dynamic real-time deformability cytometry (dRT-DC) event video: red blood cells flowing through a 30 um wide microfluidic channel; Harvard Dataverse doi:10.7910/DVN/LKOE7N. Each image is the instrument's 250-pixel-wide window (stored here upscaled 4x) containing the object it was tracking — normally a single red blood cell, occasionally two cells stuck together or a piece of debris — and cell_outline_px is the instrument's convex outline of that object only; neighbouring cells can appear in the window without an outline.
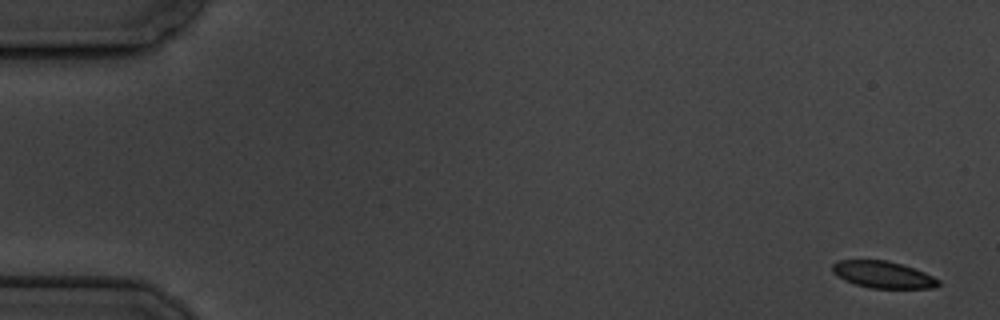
{"species": "common noctule bat (a hibernating species)", "species_latin": "Nyctalus noctula", "temperature_condition": "cold", "stored_images_in_passage": 6, "camera_frame_rate_fps": 3000, "um_per_image_px": 0.085, "animal": {"sex": "male", "body_mass_g": 19.5, "forearm_length_mm": 54.6}, "frame": {"image": 1, "passage_image": 1, "time_ms": 0.0, "image_size_px": [1000, 320], "cell_outline_px": [[940, 284], [932, 288], [872, 288], [856, 284], [844, 280], [832, 272], [832, 264], [840, 260], [888, 260], [924, 272], [940, 280]], "centroid_in_image_um": [75.04, 23.34], "position_along_channel_um": 10.0, "area_um2": 16.42}}
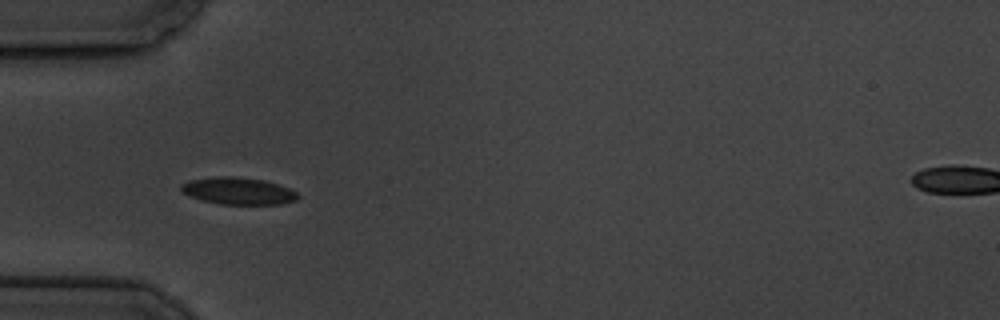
{"frame": {"image": 2, "passage_image": 5, "time_ms": 5.667, "image_size_px": [1000, 320], "cell_outline_px": [[300, 196], [296, 200], [280, 204], [220, 204], [200, 200], [188, 196], [180, 188], [180, 184], [188, 180], [216, 176], [232, 176], [264, 180], [288, 188], [296, 192]], "centroid_in_image_um": [20.2, 16.23], "position_along_channel_um": 64.8, "area_um2": 18.44}}
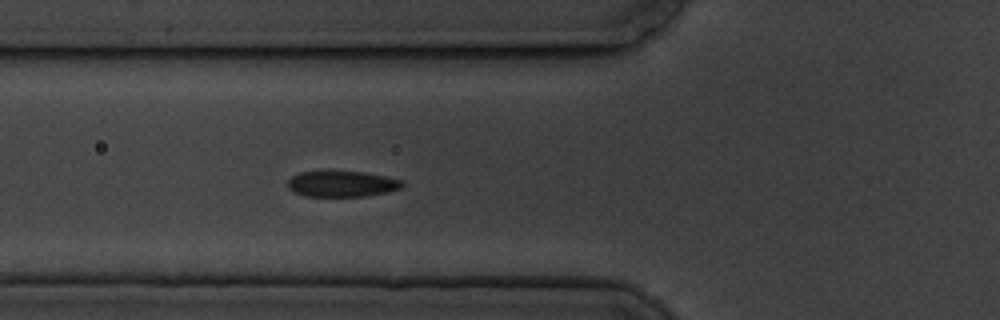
{"frame": {"image": 3, "passage_image": 6, "time_ms": 6.667, "image_size_px": [1000, 320], "cell_outline_px": [[404, 184], [400, 188], [388, 192], [364, 196], [304, 196], [288, 188], [288, 180], [292, 176], [300, 172], [320, 168], [328, 168], [364, 172], [404, 180]], "centroid_in_image_um": [29.02, 15.57], "position_along_channel_um": 96.8, "area_um2": 18.09}}